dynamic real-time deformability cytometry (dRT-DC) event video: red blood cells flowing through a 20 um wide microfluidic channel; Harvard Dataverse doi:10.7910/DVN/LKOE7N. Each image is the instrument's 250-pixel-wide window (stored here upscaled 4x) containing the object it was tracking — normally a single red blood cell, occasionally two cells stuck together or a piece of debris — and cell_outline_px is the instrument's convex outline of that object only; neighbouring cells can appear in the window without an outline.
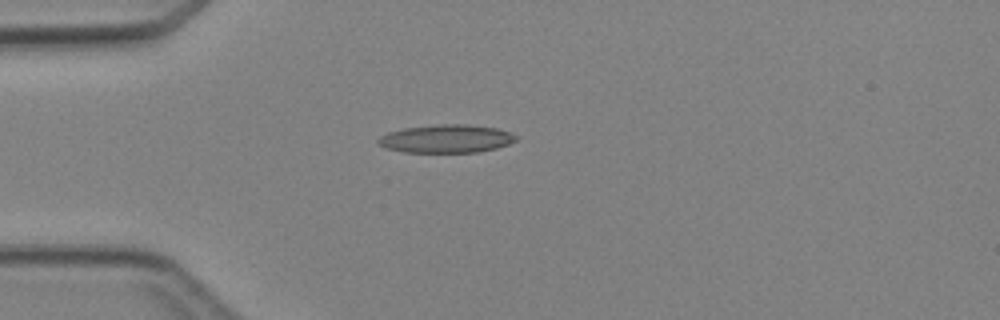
{"species": "Egyptian fruit bat (a non-hibernating species)", "species_latin": "Rousettus aegyptiacus", "temperature_condition": "cold", "stored_images_in_passage": 1, "camera_frame_rate_fps": 3000, "um_per_image_px": 0.085, "animal": {"sex": "female"}, "frame": {"image": 1, "passage_image": 1, "time_ms": 0.0, "image_size_px": [1000, 320], "cell_outline_px": [[516, 140], [508, 144], [496, 148], [476, 152], [404, 152], [388, 148], [380, 144], [376, 140], [380, 136], [388, 132], [404, 128], [440, 124], [464, 124], [496, 128], [508, 132], [516, 136]], "centroid_in_image_um": [37.92, 11.79], "position_along_channel_um": 47.1, "area_um2": 22.31}}